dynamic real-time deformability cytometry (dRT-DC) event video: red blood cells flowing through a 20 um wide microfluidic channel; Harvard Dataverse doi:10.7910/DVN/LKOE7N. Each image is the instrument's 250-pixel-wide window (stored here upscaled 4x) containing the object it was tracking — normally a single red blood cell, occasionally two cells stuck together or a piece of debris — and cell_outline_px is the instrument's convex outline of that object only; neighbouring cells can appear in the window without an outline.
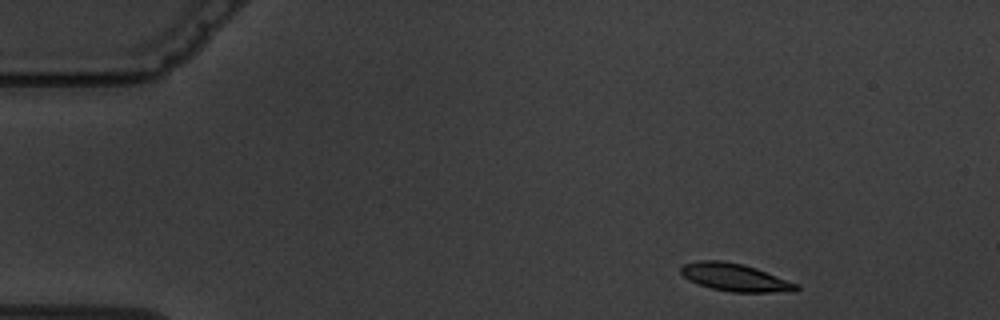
{"species": "common noctule bat (a hibernating species)", "species_latin": "Nyctalus noctula", "temperature_condition": "warm", "stored_images_in_passage": 5, "camera_frame_rate_fps": 3000, "um_per_image_px": 0.085, "animal": {"sex": "male", "body_mass_g": 19.5, "forearm_length_mm": 54.6}, "frame": {"image": 1, "passage_image": 1, "time_ms": 0.0, "image_size_px": [1000, 320], "cell_outline_px": [[800, 288], [796, 292], [732, 292], [712, 288], [688, 280], [680, 272], [680, 268], [684, 264], [700, 260], [720, 260], [744, 264], [756, 268], [800, 284]], "centroid_in_image_um": [62.53, 23.58], "position_along_channel_um": 22.5, "area_um2": 18.73}}
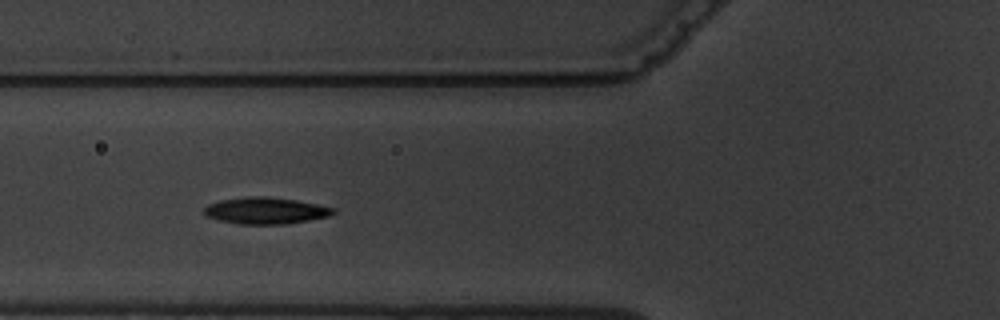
{"frame": {"image": 2, "passage_image": 5, "time_ms": 4.667, "image_size_px": [1000, 320], "cell_outline_px": [[336, 212], [328, 216], [308, 220], [284, 224], [240, 224], [220, 220], [208, 216], [204, 212], [204, 208], [208, 204], [220, 200], [248, 196], [268, 196], [296, 200], [336, 208]], "centroid_in_image_um": [22.59, 17.89], "position_along_channel_um": 103.2, "area_um2": 19.88}}